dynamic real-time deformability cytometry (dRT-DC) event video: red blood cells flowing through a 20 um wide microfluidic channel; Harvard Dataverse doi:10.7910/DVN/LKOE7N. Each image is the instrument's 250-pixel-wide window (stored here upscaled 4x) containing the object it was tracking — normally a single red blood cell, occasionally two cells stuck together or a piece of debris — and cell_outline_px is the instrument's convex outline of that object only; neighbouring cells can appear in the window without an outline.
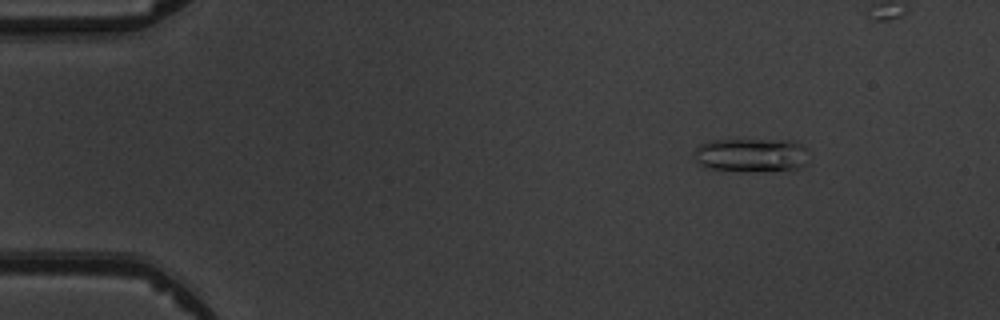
{"species": "common noctule bat (a hibernating species)", "species_latin": "Nyctalus noctula", "temperature_condition": "warm", "stored_images_in_passage": 7, "camera_frame_rate_fps": 3000, "um_per_image_px": 0.085, "animal": {"sex": "male", "body_mass_g": 19.5, "forearm_length_mm": 54.6}, "frame": {"image": 1, "passage_image": 3, "time_ms": 2.0, "image_size_px": [1000, 320], "cell_outline_px": [[808, 148], [804, 164], [800, 168], [788, 172], [712, 168], [700, 164], [696, 160], [696, 148], [700, 144], [712, 140], [792, 140]], "centroid_in_image_um": [63.95, 13.17], "position_along_channel_um": 21.0, "area_um2": 22.37}}